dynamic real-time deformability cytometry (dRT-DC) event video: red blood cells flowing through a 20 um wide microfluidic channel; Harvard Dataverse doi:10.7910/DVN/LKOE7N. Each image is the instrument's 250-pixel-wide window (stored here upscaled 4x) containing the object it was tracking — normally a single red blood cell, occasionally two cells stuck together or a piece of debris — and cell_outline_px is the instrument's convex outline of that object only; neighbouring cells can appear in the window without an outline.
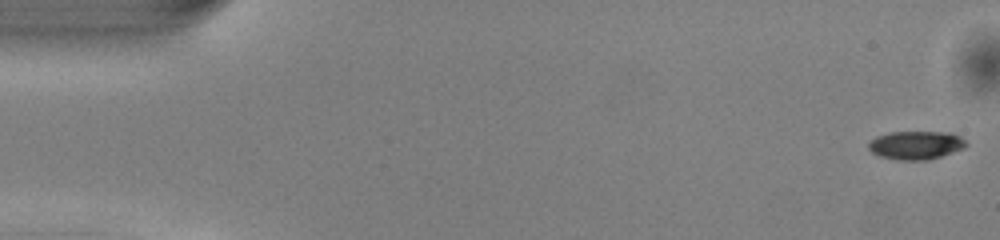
{"species": "common noctule bat (a hibernating species)", "species_latin": "Nyctalus noctula", "temperature_condition": "warm", "stored_images_in_passage": 45, "camera_frame_rate_fps": 3000, "um_per_image_px": 0.085, "animal": {"sex": "male", "body_mass_g": 13.0, "forearm_length_mm": 53.1}, "frame": {"image": 1, "passage_image": 1, "time_ms": 0.0, "image_size_px": [1000, 240], "cell_outline_px": [[968, 144], [964, 148], [928, 160], [896, 160], [880, 156], [872, 152], [868, 148], [868, 140], [876, 136], [888, 132], [948, 132], [960, 136]], "centroid_in_image_um": [77.81, 12.33], "position_along_channel_um": 7.2, "area_um2": 16.24}}
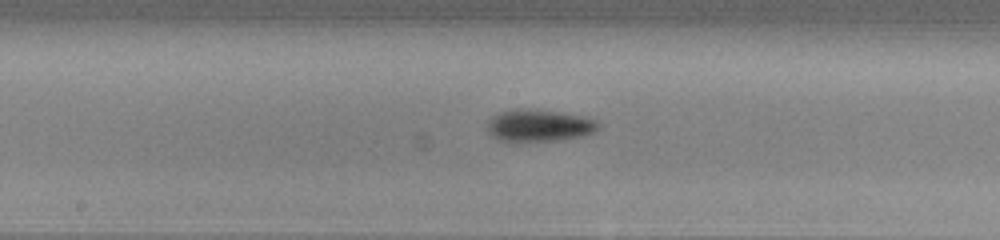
{"frame": {"image": 2, "passage_image": 26, "time_ms": 8.333, "image_size_px": [1000, 240], "cell_outline_px": [[600, 128], [584, 136], [560, 140], [500, 140], [488, 132], [488, 120], [492, 116], [500, 112], [516, 108], [528, 108], [584, 116], [596, 120], [600, 124]], "centroid_in_image_um": [45.85, 10.64], "position_along_channel_um": 202.3, "area_um2": 20.52}}
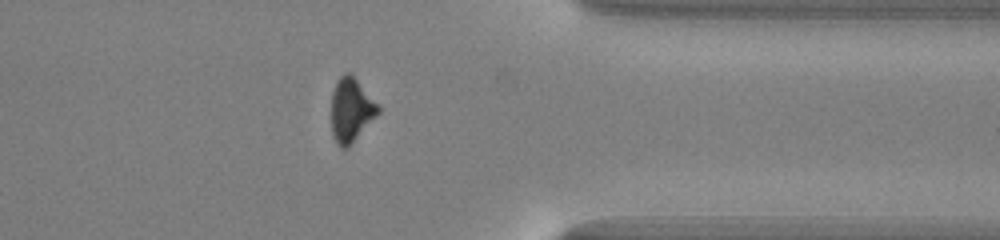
{"frame": {"image": 3, "passage_image": 40, "time_ms": 13.0, "image_size_px": [1000, 240], "cell_outline_px": [[380, 112], [348, 148], [340, 148], [336, 144], [332, 136], [332, 92], [336, 80], [344, 72], [348, 72], [356, 80], [380, 108]], "centroid_in_image_um": [29.81, 9.39], "position_along_channel_um": 381.6, "area_um2": 17.22}, "authors_computed_cell_mechanics": {"area_um2": 18.5538, "velocity_mm_per_s": 4.0973, "shape_relaxation_time_tau1_ms": 1.9526, "shape_relaxation_time_tau2_ms": null, "deformation_change_tau1": 0.1184, "deformation_change_tau2": null}}